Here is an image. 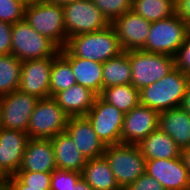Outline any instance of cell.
<instances>
[{"mask_svg":"<svg viewBox=\"0 0 190 190\" xmlns=\"http://www.w3.org/2000/svg\"><path fill=\"white\" fill-rule=\"evenodd\" d=\"M123 51L116 31L109 25L99 31L68 37L66 45L60 49V54L104 63Z\"/></svg>","mask_w":190,"mask_h":190,"instance_id":"6da1fadb","label":"cell"},{"mask_svg":"<svg viewBox=\"0 0 190 190\" xmlns=\"http://www.w3.org/2000/svg\"><path fill=\"white\" fill-rule=\"evenodd\" d=\"M190 77L175 67L159 81L139 90L140 105L158 113L181 107Z\"/></svg>","mask_w":190,"mask_h":190,"instance_id":"7a4b0ae2","label":"cell"},{"mask_svg":"<svg viewBox=\"0 0 190 190\" xmlns=\"http://www.w3.org/2000/svg\"><path fill=\"white\" fill-rule=\"evenodd\" d=\"M25 21L40 35L48 37L60 49L67 42L63 6L38 0L25 8Z\"/></svg>","mask_w":190,"mask_h":190,"instance_id":"3957f363","label":"cell"},{"mask_svg":"<svg viewBox=\"0 0 190 190\" xmlns=\"http://www.w3.org/2000/svg\"><path fill=\"white\" fill-rule=\"evenodd\" d=\"M11 54L20 61L58 56L60 48L48 37L40 35L25 19L12 25Z\"/></svg>","mask_w":190,"mask_h":190,"instance_id":"277c9868","label":"cell"},{"mask_svg":"<svg viewBox=\"0 0 190 190\" xmlns=\"http://www.w3.org/2000/svg\"><path fill=\"white\" fill-rule=\"evenodd\" d=\"M103 156L122 189L145 173L146 159L137 144L121 143L106 146Z\"/></svg>","mask_w":190,"mask_h":190,"instance_id":"5b68a950","label":"cell"},{"mask_svg":"<svg viewBox=\"0 0 190 190\" xmlns=\"http://www.w3.org/2000/svg\"><path fill=\"white\" fill-rule=\"evenodd\" d=\"M132 70L131 85L138 90L151 85L175 68V57L144 50L128 51Z\"/></svg>","mask_w":190,"mask_h":190,"instance_id":"8992f818","label":"cell"},{"mask_svg":"<svg viewBox=\"0 0 190 190\" xmlns=\"http://www.w3.org/2000/svg\"><path fill=\"white\" fill-rule=\"evenodd\" d=\"M186 35V22L175 14L151 23L147 41L141 50L175 56Z\"/></svg>","mask_w":190,"mask_h":190,"instance_id":"52a82bcc","label":"cell"},{"mask_svg":"<svg viewBox=\"0 0 190 190\" xmlns=\"http://www.w3.org/2000/svg\"><path fill=\"white\" fill-rule=\"evenodd\" d=\"M69 118L53 97L41 98L29 120V138L51 139L66 130Z\"/></svg>","mask_w":190,"mask_h":190,"instance_id":"ba28073f","label":"cell"},{"mask_svg":"<svg viewBox=\"0 0 190 190\" xmlns=\"http://www.w3.org/2000/svg\"><path fill=\"white\" fill-rule=\"evenodd\" d=\"M64 26L68 37L99 31L111 25L91 0H77L63 6Z\"/></svg>","mask_w":190,"mask_h":190,"instance_id":"9c48e42d","label":"cell"},{"mask_svg":"<svg viewBox=\"0 0 190 190\" xmlns=\"http://www.w3.org/2000/svg\"><path fill=\"white\" fill-rule=\"evenodd\" d=\"M124 115L115 106L104 101L100 96H97L86 117L99 139L106 146H110L121 144V130Z\"/></svg>","mask_w":190,"mask_h":190,"instance_id":"30bf717a","label":"cell"},{"mask_svg":"<svg viewBox=\"0 0 190 190\" xmlns=\"http://www.w3.org/2000/svg\"><path fill=\"white\" fill-rule=\"evenodd\" d=\"M39 98L19 90L0 97V127L27 132Z\"/></svg>","mask_w":190,"mask_h":190,"instance_id":"8fae6325","label":"cell"},{"mask_svg":"<svg viewBox=\"0 0 190 190\" xmlns=\"http://www.w3.org/2000/svg\"><path fill=\"white\" fill-rule=\"evenodd\" d=\"M56 57L22 61L18 90L39 99L50 97V75Z\"/></svg>","mask_w":190,"mask_h":190,"instance_id":"7c38bea8","label":"cell"},{"mask_svg":"<svg viewBox=\"0 0 190 190\" xmlns=\"http://www.w3.org/2000/svg\"><path fill=\"white\" fill-rule=\"evenodd\" d=\"M145 172L155 178L165 190H185L190 187L188 169L181 157L146 160Z\"/></svg>","mask_w":190,"mask_h":190,"instance_id":"4fadbf2b","label":"cell"},{"mask_svg":"<svg viewBox=\"0 0 190 190\" xmlns=\"http://www.w3.org/2000/svg\"><path fill=\"white\" fill-rule=\"evenodd\" d=\"M158 128L159 113L139 104L124 115L121 143L138 144Z\"/></svg>","mask_w":190,"mask_h":190,"instance_id":"5bb4252c","label":"cell"},{"mask_svg":"<svg viewBox=\"0 0 190 190\" xmlns=\"http://www.w3.org/2000/svg\"><path fill=\"white\" fill-rule=\"evenodd\" d=\"M29 139L27 132L0 127V172L5 177L20 169Z\"/></svg>","mask_w":190,"mask_h":190,"instance_id":"9a60e30c","label":"cell"},{"mask_svg":"<svg viewBox=\"0 0 190 190\" xmlns=\"http://www.w3.org/2000/svg\"><path fill=\"white\" fill-rule=\"evenodd\" d=\"M111 25L124 51L141 50L148 38L151 22L133 11L116 18Z\"/></svg>","mask_w":190,"mask_h":190,"instance_id":"2e32d148","label":"cell"},{"mask_svg":"<svg viewBox=\"0 0 190 190\" xmlns=\"http://www.w3.org/2000/svg\"><path fill=\"white\" fill-rule=\"evenodd\" d=\"M65 131L87 159L104 155L106 145L99 139L86 116L70 117Z\"/></svg>","mask_w":190,"mask_h":190,"instance_id":"e0dca14e","label":"cell"},{"mask_svg":"<svg viewBox=\"0 0 190 190\" xmlns=\"http://www.w3.org/2000/svg\"><path fill=\"white\" fill-rule=\"evenodd\" d=\"M56 168L54 147L51 140L30 138L18 171L51 173Z\"/></svg>","mask_w":190,"mask_h":190,"instance_id":"ac0fdd59","label":"cell"},{"mask_svg":"<svg viewBox=\"0 0 190 190\" xmlns=\"http://www.w3.org/2000/svg\"><path fill=\"white\" fill-rule=\"evenodd\" d=\"M97 94L92 90L75 84L58 92L53 98L69 117L86 116L92 108Z\"/></svg>","mask_w":190,"mask_h":190,"instance_id":"d6986e66","label":"cell"},{"mask_svg":"<svg viewBox=\"0 0 190 190\" xmlns=\"http://www.w3.org/2000/svg\"><path fill=\"white\" fill-rule=\"evenodd\" d=\"M159 128L169 135L180 149L190 147V115L181 107L160 112Z\"/></svg>","mask_w":190,"mask_h":190,"instance_id":"ffe728a7","label":"cell"},{"mask_svg":"<svg viewBox=\"0 0 190 190\" xmlns=\"http://www.w3.org/2000/svg\"><path fill=\"white\" fill-rule=\"evenodd\" d=\"M50 140L54 147L56 167L81 173L87 158L78 150L69 134L64 131Z\"/></svg>","mask_w":190,"mask_h":190,"instance_id":"44dd1931","label":"cell"},{"mask_svg":"<svg viewBox=\"0 0 190 190\" xmlns=\"http://www.w3.org/2000/svg\"><path fill=\"white\" fill-rule=\"evenodd\" d=\"M141 154L146 160L173 159L181 157L182 149L160 128L153 131L138 144Z\"/></svg>","mask_w":190,"mask_h":190,"instance_id":"7402d4cb","label":"cell"},{"mask_svg":"<svg viewBox=\"0 0 190 190\" xmlns=\"http://www.w3.org/2000/svg\"><path fill=\"white\" fill-rule=\"evenodd\" d=\"M62 56L70 63L77 84L92 90L99 96L103 90V63L74 55Z\"/></svg>","mask_w":190,"mask_h":190,"instance_id":"603a6c76","label":"cell"},{"mask_svg":"<svg viewBox=\"0 0 190 190\" xmlns=\"http://www.w3.org/2000/svg\"><path fill=\"white\" fill-rule=\"evenodd\" d=\"M81 177L93 190H122L104 156L87 159Z\"/></svg>","mask_w":190,"mask_h":190,"instance_id":"cb8c5ba5","label":"cell"},{"mask_svg":"<svg viewBox=\"0 0 190 190\" xmlns=\"http://www.w3.org/2000/svg\"><path fill=\"white\" fill-rule=\"evenodd\" d=\"M103 89L131 84L132 70L128 57V51H123L118 56L103 63Z\"/></svg>","mask_w":190,"mask_h":190,"instance_id":"d4e9b609","label":"cell"},{"mask_svg":"<svg viewBox=\"0 0 190 190\" xmlns=\"http://www.w3.org/2000/svg\"><path fill=\"white\" fill-rule=\"evenodd\" d=\"M99 96L124 114L140 104L139 90L131 84L104 88Z\"/></svg>","mask_w":190,"mask_h":190,"instance_id":"484cf974","label":"cell"},{"mask_svg":"<svg viewBox=\"0 0 190 190\" xmlns=\"http://www.w3.org/2000/svg\"><path fill=\"white\" fill-rule=\"evenodd\" d=\"M132 11L148 22L175 15V0H132Z\"/></svg>","mask_w":190,"mask_h":190,"instance_id":"4316f807","label":"cell"},{"mask_svg":"<svg viewBox=\"0 0 190 190\" xmlns=\"http://www.w3.org/2000/svg\"><path fill=\"white\" fill-rule=\"evenodd\" d=\"M22 61L13 54L0 55V97L18 90Z\"/></svg>","mask_w":190,"mask_h":190,"instance_id":"83f0119b","label":"cell"},{"mask_svg":"<svg viewBox=\"0 0 190 190\" xmlns=\"http://www.w3.org/2000/svg\"><path fill=\"white\" fill-rule=\"evenodd\" d=\"M77 84L73 75L70 63L59 54L52 63L50 75V97H54L58 92L69 89Z\"/></svg>","mask_w":190,"mask_h":190,"instance_id":"f1b7e54d","label":"cell"},{"mask_svg":"<svg viewBox=\"0 0 190 190\" xmlns=\"http://www.w3.org/2000/svg\"><path fill=\"white\" fill-rule=\"evenodd\" d=\"M103 13L106 19L112 23L116 18L126 12L132 11V0H91Z\"/></svg>","mask_w":190,"mask_h":190,"instance_id":"f546056e","label":"cell"},{"mask_svg":"<svg viewBox=\"0 0 190 190\" xmlns=\"http://www.w3.org/2000/svg\"><path fill=\"white\" fill-rule=\"evenodd\" d=\"M15 175L27 186V189H51V173L18 171Z\"/></svg>","mask_w":190,"mask_h":190,"instance_id":"4dcf8cb0","label":"cell"},{"mask_svg":"<svg viewBox=\"0 0 190 190\" xmlns=\"http://www.w3.org/2000/svg\"><path fill=\"white\" fill-rule=\"evenodd\" d=\"M26 6L16 0H0V21L15 24L24 19Z\"/></svg>","mask_w":190,"mask_h":190,"instance_id":"1f68e13d","label":"cell"},{"mask_svg":"<svg viewBox=\"0 0 190 190\" xmlns=\"http://www.w3.org/2000/svg\"><path fill=\"white\" fill-rule=\"evenodd\" d=\"M80 177V172L56 168L51 172L50 190H73V186Z\"/></svg>","mask_w":190,"mask_h":190,"instance_id":"d6a6232c","label":"cell"},{"mask_svg":"<svg viewBox=\"0 0 190 190\" xmlns=\"http://www.w3.org/2000/svg\"><path fill=\"white\" fill-rule=\"evenodd\" d=\"M174 57L175 67L190 77V35H186L185 42Z\"/></svg>","mask_w":190,"mask_h":190,"instance_id":"836d02e7","label":"cell"},{"mask_svg":"<svg viewBox=\"0 0 190 190\" xmlns=\"http://www.w3.org/2000/svg\"><path fill=\"white\" fill-rule=\"evenodd\" d=\"M124 190H165L163 186L146 172L133 183H130Z\"/></svg>","mask_w":190,"mask_h":190,"instance_id":"e575fe53","label":"cell"},{"mask_svg":"<svg viewBox=\"0 0 190 190\" xmlns=\"http://www.w3.org/2000/svg\"><path fill=\"white\" fill-rule=\"evenodd\" d=\"M12 24L0 21V55L11 54Z\"/></svg>","mask_w":190,"mask_h":190,"instance_id":"d590c367","label":"cell"},{"mask_svg":"<svg viewBox=\"0 0 190 190\" xmlns=\"http://www.w3.org/2000/svg\"><path fill=\"white\" fill-rule=\"evenodd\" d=\"M175 14L184 22L190 20V0H175Z\"/></svg>","mask_w":190,"mask_h":190,"instance_id":"8d00e7d4","label":"cell"},{"mask_svg":"<svg viewBox=\"0 0 190 190\" xmlns=\"http://www.w3.org/2000/svg\"><path fill=\"white\" fill-rule=\"evenodd\" d=\"M3 190H34L27 189V186L16 176L6 177L5 186Z\"/></svg>","mask_w":190,"mask_h":190,"instance_id":"74e56055","label":"cell"},{"mask_svg":"<svg viewBox=\"0 0 190 190\" xmlns=\"http://www.w3.org/2000/svg\"><path fill=\"white\" fill-rule=\"evenodd\" d=\"M181 108L190 115V84L186 88Z\"/></svg>","mask_w":190,"mask_h":190,"instance_id":"f35d334b","label":"cell"},{"mask_svg":"<svg viewBox=\"0 0 190 190\" xmlns=\"http://www.w3.org/2000/svg\"><path fill=\"white\" fill-rule=\"evenodd\" d=\"M181 158L183 160L184 166L188 169L190 176V147L182 150Z\"/></svg>","mask_w":190,"mask_h":190,"instance_id":"ab89813d","label":"cell"},{"mask_svg":"<svg viewBox=\"0 0 190 190\" xmlns=\"http://www.w3.org/2000/svg\"><path fill=\"white\" fill-rule=\"evenodd\" d=\"M73 190H93V188L82 177H80L73 186Z\"/></svg>","mask_w":190,"mask_h":190,"instance_id":"60d3db41","label":"cell"},{"mask_svg":"<svg viewBox=\"0 0 190 190\" xmlns=\"http://www.w3.org/2000/svg\"><path fill=\"white\" fill-rule=\"evenodd\" d=\"M47 2L53 3V4H57V5H61L64 6L65 4L77 1V0H45Z\"/></svg>","mask_w":190,"mask_h":190,"instance_id":"b9f144b4","label":"cell"},{"mask_svg":"<svg viewBox=\"0 0 190 190\" xmlns=\"http://www.w3.org/2000/svg\"><path fill=\"white\" fill-rule=\"evenodd\" d=\"M16 1L22 3L23 5H25L27 7V6L35 3L38 0H16Z\"/></svg>","mask_w":190,"mask_h":190,"instance_id":"7bdbcfd3","label":"cell"},{"mask_svg":"<svg viewBox=\"0 0 190 190\" xmlns=\"http://www.w3.org/2000/svg\"><path fill=\"white\" fill-rule=\"evenodd\" d=\"M6 177L0 172V189L3 190L5 186Z\"/></svg>","mask_w":190,"mask_h":190,"instance_id":"ee69618b","label":"cell"},{"mask_svg":"<svg viewBox=\"0 0 190 190\" xmlns=\"http://www.w3.org/2000/svg\"><path fill=\"white\" fill-rule=\"evenodd\" d=\"M186 30H187V35H190V20L186 21Z\"/></svg>","mask_w":190,"mask_h":190,"instance_id":"f6af8a7d","label":"cell"}]
</instances>
